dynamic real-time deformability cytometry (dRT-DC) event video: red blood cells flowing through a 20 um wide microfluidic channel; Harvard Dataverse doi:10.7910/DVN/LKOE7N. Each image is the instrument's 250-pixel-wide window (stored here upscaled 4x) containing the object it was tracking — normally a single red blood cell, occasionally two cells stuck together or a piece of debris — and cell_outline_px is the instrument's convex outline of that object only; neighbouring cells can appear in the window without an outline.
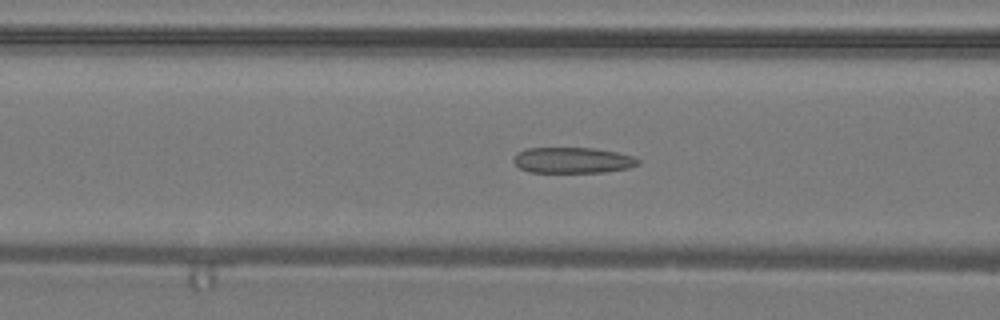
{"species": "common noctule bat (a hibernating species)", "species_latin": "Nyctalus noctula", "temperature_condition": "warm", "stored_images_in_passage": 40, "camera_frame_rate_fps": 3000, "um_per_image_px": 0.085, "animal": {"sex": "male", "body_mass_g": 19.2, "forearm_length_mm": 51.8}, "frame": {"image": 1, "passage_image": 17, "time_ms": 5.333, "image_size_px": [1000, 320], "cell_outline_px": [[640, 164], [628, 168], [604, 172], [528, 172], [520, 168], [512, 160], [516, 152], [524, 148], [592, 148], [616, 152], [636, 156], [640, 160]], "centroid_in_image_um": [48.67, 13.61], "position_along_channel_um": 117.9, "area_um2": 18.9}}
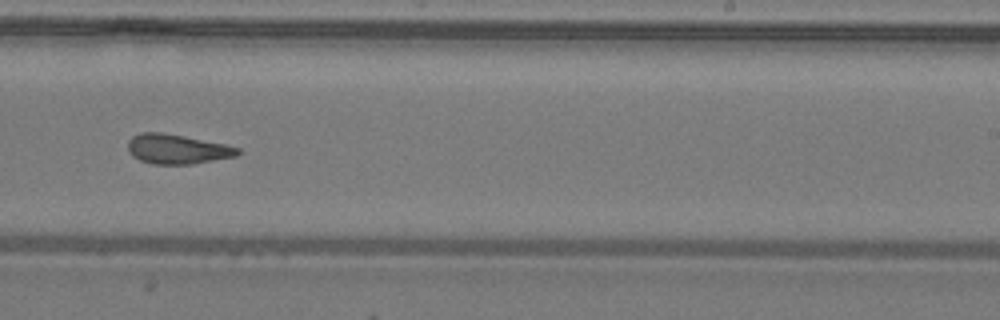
{"frame": {"image": 2, "passage_image": 26, "time_ms": 8.333, "image_size_px": [1000, 320], "cell_outline_px": [[240, 152], [236, 156], [192, 164], [152, 164], [140, 160], [132, 156], [128, 148], [128, 140], [132, 136], [140, 132], [164, 132], [224, 144], [240, 148]], "centroid_in_image_um": [15.03, 12.67], "position_along_channel_um": 274.0, "area_um2": 18.96}}
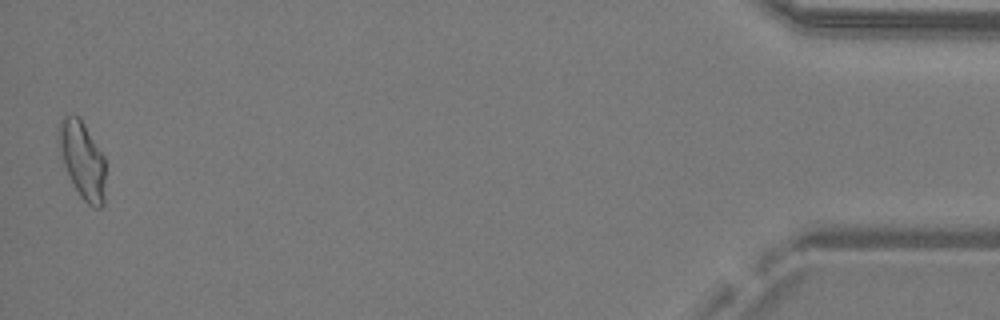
{"frame": {"image": 3, "passage_image": 40, "time_ms": 13.0, "image_size_px": [1000, 320], "cell_outline_px": [[104, 204], [100, 208], [96, 208], [88, 204], [80, 196], [64, 164], [60, 148], [60, 120], [64, 116], [80, 116], [104, 156]], "centroid_in_image_um": [7.04, 13.6], "position_along_channel_um": 428.2, "area_um2": 20.35}}